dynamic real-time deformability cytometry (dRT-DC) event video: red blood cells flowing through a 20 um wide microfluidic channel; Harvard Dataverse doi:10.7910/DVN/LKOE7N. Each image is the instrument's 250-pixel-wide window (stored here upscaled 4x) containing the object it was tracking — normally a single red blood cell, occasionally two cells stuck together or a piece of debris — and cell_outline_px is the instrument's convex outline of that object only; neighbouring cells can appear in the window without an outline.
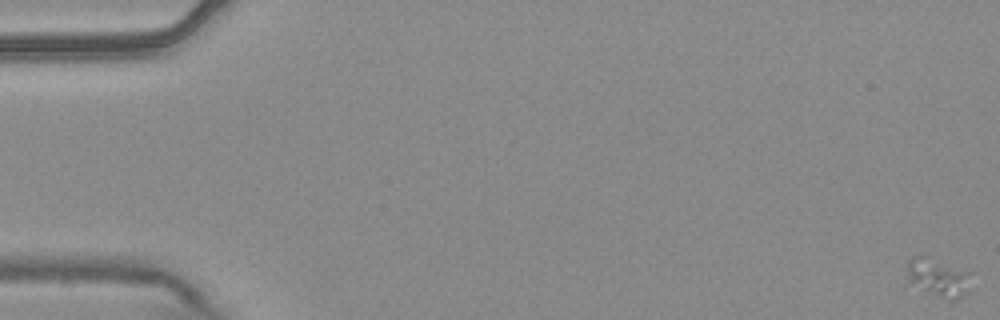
{"species": "common noctule bat (a hibernating species)", "species_latin": "Nyctalus noctula", "temperature_condition": "warm", "stored_images_in_passage": 56, "camera_frame_rate_fps": 3000, "um_per_image_px": 0.085, "animal": {"sex": "male", "body_mass_g": 20.4}, "frame": {"image": 1, "passage_image": 1, "time_ms": 0.0, "image_size_px": [1000, 320], "cell_outline_px": [[972, 272], [968, 292], [956, 300], [948, 300], [908, 284], [908, 260], [912, 256], [924, 256]], "centroid_in_image_um": [79.76, 23.61], "position_along_channel_um": 5.2, "area_um2": 14.33}}
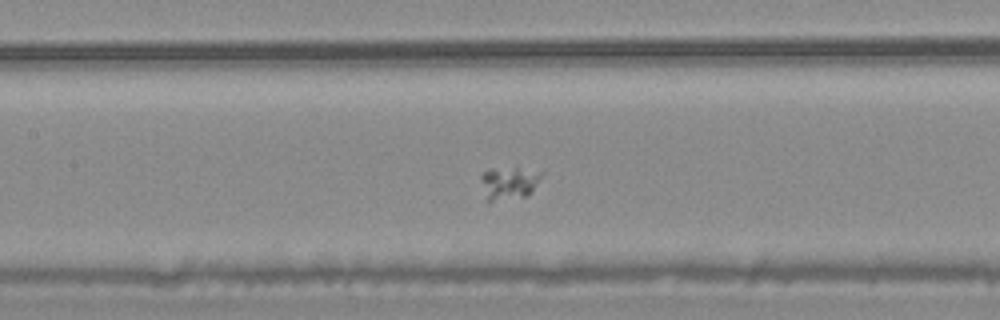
{"frame": {"image": 2, "passage_image": 27, "time_ms": 8.667, "image_size_px": [1000, 320], "cell_outline_px": [[544, 172], [528, 196], [488, 204], [480, 176], [488, 168], [516, 168]], "centroid_in_image_um": [43.22, 15.59], "position_along_channel_um": 164.2, "area_um2": 11.73}}
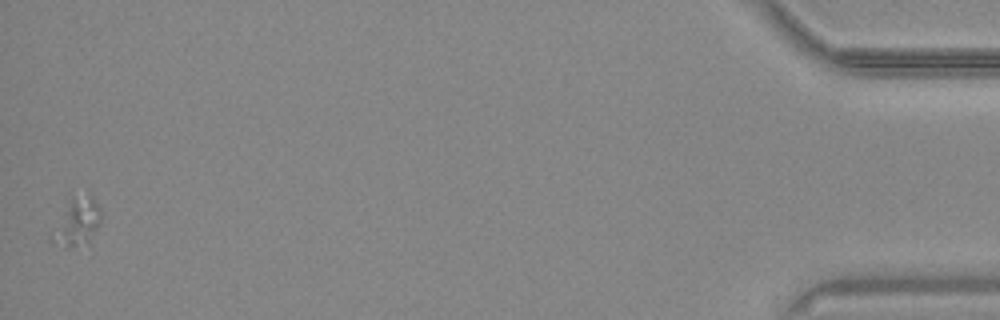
{"frame": {"image": 3, "passage_image": 56, "time_ms": 18.333, "image_size_px": [1000, 320], "cell_outline_px": [[100, 224], [88, 240], [68, 248], [64, 248], [52, 240], [48, 236], [68, 200], [72, 196], [92, 196], [100, 208]], "centroid_in_image_um": [6.49, 18.85], "position_along_channel_um": 428.7, "area_um2": 13.35}}